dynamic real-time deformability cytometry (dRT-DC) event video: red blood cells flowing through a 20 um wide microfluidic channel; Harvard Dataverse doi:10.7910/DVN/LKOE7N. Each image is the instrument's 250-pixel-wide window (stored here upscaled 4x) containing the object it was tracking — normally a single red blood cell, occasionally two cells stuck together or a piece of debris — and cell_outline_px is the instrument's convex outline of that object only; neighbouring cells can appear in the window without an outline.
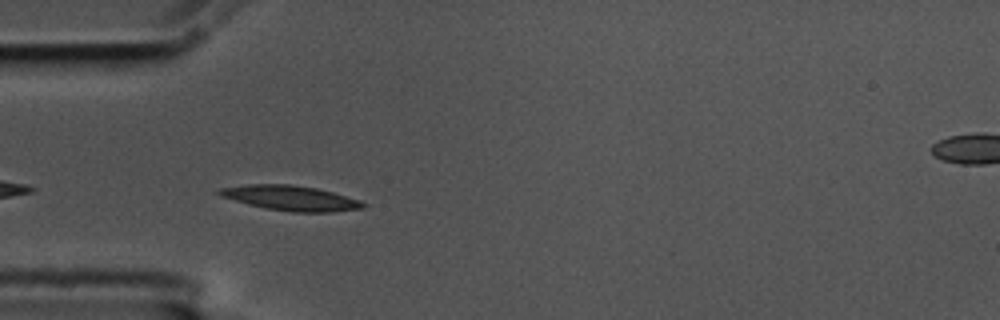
{"species": "common noctule bat (a hibernating species)", "species_latin": "Nyctalus noctula", "temperature_condition": "cold", "stored_images_in_passage": 43, "camera_frame_rate_fps": 3000, "um_per_image_px": 0.085, "animal": {"sex": "male", "body_mass_g": 17.5, "forearm_length_mm": 52.3}, "frame": {"image": 1, "passage_image": 3, "time_ms": 0.667, "image_size_px": [1000, 320], "cell_outline_px": [[368, 204], [364, 208], [328, 212], [292, 212], [264, 208], [248, 204], [220, 196], [216, 192], [220, 188], [248, 184], [292, 184], [316, 188], [332, 192], [360, 200]], "centroid_in_image_um": [24.71, 16.83], "position_along_channel_um": 60.3, "area_um2": 20.92}}
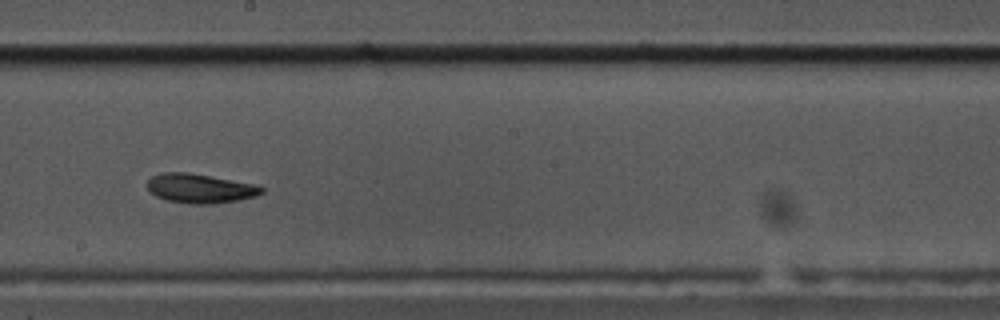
{"frame": {"image": 2, "passage_image": 18, "time_ms": 5.667, "image_size_px": [1000, 320], "cell_outline_px": [[264, 192], [256, 196], [240, 200], [212, 204], [188, 204], [168, 200], [156, 196], [148, 192], [148, 180], [152, 176], [164, 172], [188, 172], [260, 184], [264, 188]], "centroid_in_image_um": [17.06, 16.01], "position_along_channel_um": 231.1, "area_um2": 19.88}}
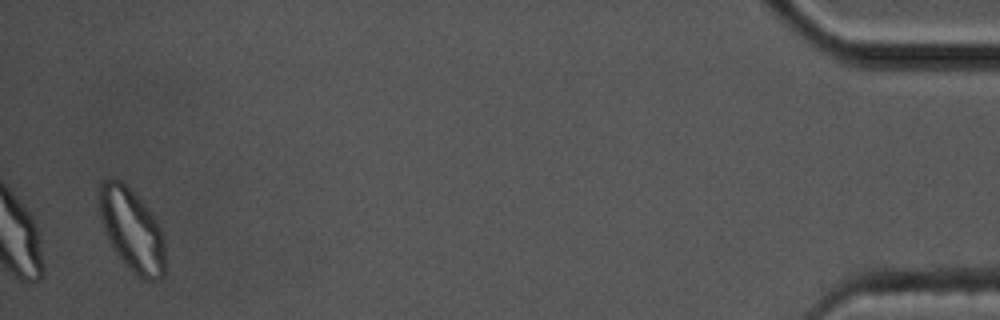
{"frame": {"image": 3, "passage_image": 42, "time_ms": 13.667, "image_size_px": [1000, 320], "cell_outline_px": [[164, 276], [160, 280], [140, 280], [124, 264], [112, 248], [104, 232], [100, 220], [100, 184], [108, 176], [112, 176], [120, 180], [152, 212], [160, 224], [164, 236]], "centroid_in_image_um": [11.22, 19.58], "position_along_channel_um": 424.0, "area_um2": 32.19}, "authors_computed_cell_mechanics": {"area_um2": 19.7676, "velocity_mm_per_s": 3.4786, "shape_relaxation_time_tau1_ms": 4.8982, "shape_relaxation_time_tau2_ms": 3.5686, "deformation_change_tau1": 0.1475, "deformation_change_tau2": 0.1063}}